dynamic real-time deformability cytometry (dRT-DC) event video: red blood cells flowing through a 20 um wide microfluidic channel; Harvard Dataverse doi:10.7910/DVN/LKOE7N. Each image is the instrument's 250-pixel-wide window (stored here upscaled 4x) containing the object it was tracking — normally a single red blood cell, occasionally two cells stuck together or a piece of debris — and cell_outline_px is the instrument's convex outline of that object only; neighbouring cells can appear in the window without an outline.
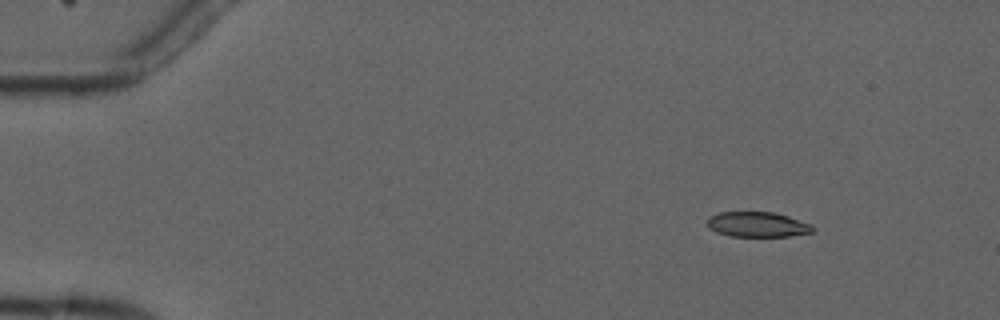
{"species": "common noctule bat (a hibernating species)", "species_latin": "Nyctalus noctula", "temperature_condition": "cold", "stored_images_in_passage": 4, "camera_frame_rate_fps": 3000, "um_per_image_px": 0.085, "animal": {"sex": "male", "forearm_length_mm": 52.5}, "frame": {"image": 1, "passage_image": 2, "time_ms": 1.333, "image_size_px": [1000, 320], "cell_outline_px": [[816, 228], [812, 232], [788, 236], [728, 236], [716, 232], [708, 228], [708, 216], [720, 212], [772, 212], [788, 216], [812, 224]], "centroid_in_image_um": [64.38, 19.08], "position_along_channel_um": 20.6, "area_um2": 15.49}}